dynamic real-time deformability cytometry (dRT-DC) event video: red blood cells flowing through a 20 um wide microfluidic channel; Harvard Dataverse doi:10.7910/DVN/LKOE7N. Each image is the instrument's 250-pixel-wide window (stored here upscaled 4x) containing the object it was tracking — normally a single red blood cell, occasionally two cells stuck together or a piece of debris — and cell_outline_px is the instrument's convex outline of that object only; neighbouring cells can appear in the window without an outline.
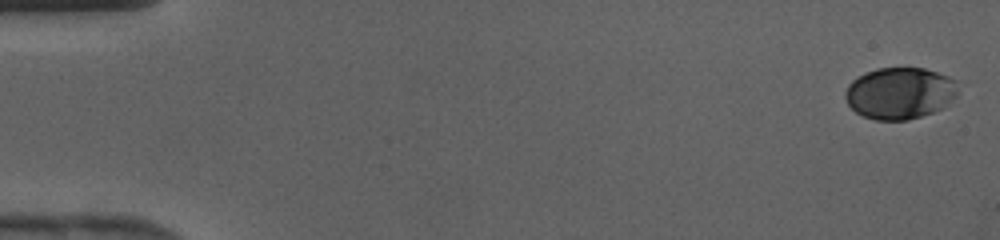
{"species": "human", "species_latin": "Homo sapiens", "temperature_condition": "cold", "stored_images_in_passage": 12, "camera_frame_rate_fps": 3000, "um_per_image_px": 0.085, "donor": {"sex": "female"}, "frame": {"image": 1, "passage_image": 1, "time_ms": 0.0, "image_size_px": [1000, 240], "cell_outline_px": [[956, 96], [940, 108], [932, 112], [908, 120], [876, 120], [864, 116], [856, 112], [848, 104], [844, 96], [844, 92], [848, 84], [856, 76], [864, 72], [876, 68], [924, 68], [948, 76], [956, 80]], "centroid_in_image_um": [76.43, 7.9], "position_along_channel_um": 8.6, "area_um2": 33.87}}